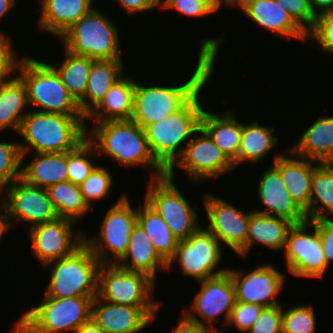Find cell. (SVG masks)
Returning a JSON list of instances; mask_svg holds the SVG:
<instances>
[{"label":"cell","mask_w":333,"mask_h":333,"mask_svg":"<svg viewBox=\"0 0 333 333\" xmlns=\"http://www.w3.org/2000/svg\"><path fill=\"white\" fill-rule=\"evenodd\" d=\"M201 41L198 61L191 76L181 84L143 86L135 82L131 120L144 128L178 111L212 77L218 50L223 40Z\"/></svg>","instance_id":"6da1fadb"},{"label":"cell","mask_w":333,"mask_h":333,"mask_svg":"<svg viewBox=\"0 0 333 333\" xmlns=\"http://www.w3.org/2000/svg\"><path fill=\"white\" fill-rule=\"evenodd\" d=\"M94 126L92 131H86V139L98 157L106 155L125 167L146 165L148 171L152 170L150 179L166 175V169L150 151L144 129L133 120L104 121Z\"/></svg>","instance_id":"7a4b0ae2"},{"label":"cell","mask_w":333,"mask_h":333,"mask_svg":"<svg viewBox=\"0 0 333 333\" xmlns=\"http://www.w3.org/2000/svg\"><path fill=\"white\" fill-rule=\"evenodd\" d=\"M86 122L83 115L28 111L19 131L25 141L19 143L22 164L33 149L35 153H59L75 149L86 139Z\"/></svg>","instance_id":"3957f363"},{"label":"cell","mask_w":333,"mask_h":333,"mask_svg":"<svg viewBox=\"0 0 333 333\" xmlns=\"http://www.w3.org/2000/svg\"><path fill=\"white\" fill-rule=\"evenodd\" d=\"M207 83L178 111L143 128L152 155L166 170L183 153L185 146L182 144L188 143L200 128L204 108L199 97Z\"/></svg>","instance_id":"277c9868"},{"label":"cell","mask_w":333,"mask_h":333,"mask_svg":"<svg viewBox=\"0 0 333 333\" xmlns=\"http://www.w3.org/2000/svg\"><path fill=\"white\" fill-rule=\"evenodd\" d=\"M96 296L53 298L44 296L41 304L27 310L13 333L74 332L91 319L92 302Z\"/></svg>","instance_id":"5b68a950"},{"label":"cell","mask_w":333,"mask_h":333,"mask_svg":"<svg viewBox=\"0 0 333 333\" xmlns=\"http://www.w3.org/2000/svg\"><path fill=\"white\" fill-rule=\"evenodd\" d=\"M18 76L25 83L28 105L40 112L62 115H83L78 102L63 85L56 70L48 63L24 56Z\"/></svg>","instance_id":"8992f818"},{"label":"cell","mask_w":333,"mask_h":333,"mask_svg":"<svg viewBox=\"0 0 333 333\" xmlns=\"http://www.w3.org/2000/svg\"><path fill=\"white\" fill-rule=\"evenodd\" d=\"M64 49L71 54L93 60L123 59L118 48V27L100 10L92 8L60 37Z\"/></svg>","instance_id":"52a82bcc"},{"label":"cell","mask_w":333,"mask_h":333,"mask_svg":"<svg viewBox=\"0 0 333 333\" xmlns=\"http://www.w3.org/2000/svg\"><path fill=\"white\" fill-rule=\"evenodd\" d=\"M51 265L45 296L53 298L97 296L99 259L83 243L71 255L44 265Z\"/></svg>","instance_id":"ba28073f"},{"label":"cell","mask_w":333,"mask_h":333,"mask_svg":"<svg viewBox=\"0 0 333 333\" xmlns=\"http://www.w3.org/2000/svg\"><path fill=\"white\" fill-rule=\"evenodd\" d=\"M128 199L127 194H124L109 208L101 224L99 236L88 238L84 234V244L101 264H116L127 251L138 213V207L132 208ZM110 252L112 259L109 257Z\"/></svg>","instance_id":"9c48e42d"},{"label":"cell","mask_w":333,"mask_h":333,"mask_svg":"<svg viewBox=\"0 0 333 333\" xmlns=\"http://www.w3.org/2000/svg\"><path fill=\"white\" fill-rule=\"evenodd\" d=\"M144 201L166 222L178 240H185L201 226L198 214L167 175L150 179Z\"/></svg>","instance_id":"30bf717a"},{"label":"cell","mask_w":333,"mask_h":333,"mask_svg":"<svg viewBox=\"0 0 333 333\" xmlns=\"http://www.w3.org/2000/svg\"><path fill=\"white\" fill-rule=\"evenodd\" d=\"M156 281L142 272L128 271L116 264H102L98 272L97 297L128 306H159L151 296Z\"/></svg>","instance_id":"8fae6325"},{"label":"cell","mask_w":333,"mask_h":333,"mask_svg":"<svg viewBox=\"0 0 333 333\" xmlns=\"http://www.w3.org/2000/svg\"><path fill=\"white\" fill-rule=\"evenodd\" d=\"M222 245L204 226L185 240H179L173 257L167 263L179 262L183 276L194 277L196 282L224 274L228 269H217L222 257Z\"/></svg>","instance_id":"7c38bea8"},{"label":"cell","mask_w":333,"mask_h":333,"mask_svg":"<svg viewBox=\"0 0 333 333\" xmlns=\"http://www.w3.org/2000/svg\"><path fill=\"white\" fill-rule=\"evenodd\" d=\"M197 133L200 135L197 136ZM176 166L185 170L190 180L197 181L208 178L217 179L235 168L233 162L201 127L186 143L183 153L166 170V175L171 179L175 177L174 167Z\"/></svg>","instance_id":"4fadbf2b"},{"label":"cell","mask_w":333,"mask_h":333,"mask_svg":"<svg viewBox=\"0 0 333 333\" xmlns=\"http://www.w3.org/2000/svg\"><path fill=\"white\" fill-rule=\"evenodd\" d=\"M313 233H307V230ZM287 270L295 277L323 278L328 269L317 227L311 221L293 225L284 247Z\"/></svg>","instance_id":"5bb4252c"},{"label":"cell","mask_w":333,"mask_h":333,"mask_svg":"<svg viewBox=\"0 0 333 333\" xmlns=\"http://www.w3.org/2000/svg\"><path fill=\"white\" fill-rule=\"evenodd\" d=\"M2 192V195L5 193L1 202L4 205L8 229L13 222L20 220L30 223L31 228L58 218L46 188L30 185L19 178L0 193Z\"/></svg>","instance_id":"9a60e30c"},{"label":"cell","mask_w":333,"mask_h":333,"mask_svg":"<svg viewBox=\"0 0 333 333\" xmlns=\"http://www.w3.org/2000/svg\"><path fill=\"white\" fill-rule=\"evenodd\" d=\"M207 225L204 227L224 246L242 257L247 256L248 223L251 211L242 212L224 199L208 193L204 196Z\"/></svg>","instance_id":"2e32d148"},{"label":"cell","mask_w":333,"mask_h":333,"mask_svg":"<svg viewBox=\"0 0 333 333\" xmlns=\"http://www.w3.org/2000/svg\"><path fill=\"white\" fill-rule=\"evenodd\" d=\"M198 283L200 285V290L194 297L191 308L192 311L186 310L182 315L191 321L197 322L201 326L207 327L212 332H215L217 331V328H214V321L215 323H218L219 320L216 321V319L222 315V313H225V321H223V329H225L231 310L236 303L235 286L230 274L226 272L218 276L198 281ZM193 311L195 313H193ZM196 313L205 322L196 318V315H194Z\"/></svg>","instance_id":"e0dca14e"},{"label":"cell","mask_w":333,"mask_h":333,"mask_svg":"<svg viewBox=\"0 0 333 333\" xmlns=\"http://www.w3.org/2000/svg\"><path fill=\"white\" fill-rule=\"evenodd\" d=\"M77 222L68 218L57 219L29 228L32 254L41 266L71 255L84 243V234L75 232Z\"/></svg>","instance_id":"ac0fdd59"},{"label":"cell","mask_w":333,"mask_h":333,"mask_svg":"<svg viewBox=\"0 0 333 333\" xmlns=\"http://www.w3.org/2000/svg\"><path fill=\"white\" fill-rule=\"evenodd\" d=\"M227 272L235 286L236 301L253 303L264 308L281 305L277 298L283 290L285 276L271 264L258 265L246 275H243L244 271L234 269H228Z\"/></svg>","instance_id":"d6986e66"},{"label":"cell","mask_w":333,"mask_h":333,"mask_svg":"<svg viewBox=\"0 0 333 333\" xmlns=\"http://www.w3.org/2000/svg\"><path fill=\"white\" fill-rule=\"evenodd\" d=\"M158 307L120 305L96 296L92 302L91 318L105 333H140L157 317Z\"/></svg>","instance_id":"ffe728a7"},{"label":"cell","mask_w":333,"mask_h":333,"mask_svg":"<svg viewBox=\"0 0 333 333\" xmlns=\"http://www.w3.org/2000/svg\"><path fill=\"white\" fill-rule=\"evenodd\" d=\"M257 189L260 202L266 208L255 210L256 213L282 218L294 225L307 221L305 212L293 200L280 172L274 166L262 173Z\"/></svg>","instance_id":"44dd1931"},{"label":"cell","mask_w":333,"mask_h":333,"mask_svg":"<svg viewBox=\"0 0 333 333\" xmlns=\"http://www.w3.org/2000/svg\"><path fill=\"white\" fill-rule=\"evenodd\" d=\"M240 9L254 23L279 37L307 40V32L275 0H243Z\"/></svg>","instance_id":"7402d4cb"},{"label":"cell","mask_w":333,"mask_h":333,"mask_svg":"<svg viewBox=\"0 0 333 333\" xmlns=\"http://www.w3.org/2000/svg\"><path fill=\"white\" fill-rule=\"evenodd\" d=\"M289 151V156L275 155L273 166L280 172L293 200L305 212L310 207L312 176L318 162Z\"/></svg>","instance_id":"603a6c76"},{"label":"cell","mask_w":333,"mask_h":333,"mask_svg":"<svg viewBox=\"0 0 333 333\" xmlns=\"http://www.w3.org/2000/svg\"><path fill=\"white\" fill-rule=\"evenodd\" d=\"M122 59L94 60L84 97L78 102L86 118L104 99L109 89L124 75Z\"/></svg>","instance_id":"cb8c5ba5"},{"label":"cell","mask_w":333,"mask_h":333,"mask_svg":"<svg viewBox=\"0 0 333 333\" xmlns=\"http://www.w3.org/2000/svg\"><path fill=\"white\" fill-rule=\"evenodd\" d=\"M116 265L128 271L145 273L155 281L158 268L167 270V263L155 251L146 231L138 223L132 230L127 251Z\"/></svg>","instance_id":"d4e9b609"},{"label":"cell","mask_w":333,"mask_h":333,"mask_svg":"<svg viewBox=\"0 0 333 333\" xmlns=\"http://www.w3.org/2000/svg\"><path fill=\"white\" fill-rule=\"evenodd\" d=\"M38 27L42 31L61 36L68 28L85 16L93 0H41Z\"/></svg>","instance_id":"484cf974"},{"label":"cell","mask_w":333,"mask_h":333,"mask_svg":"<svg viewBox=\"0 0 333 333\" xmlns=\"http://www.w3.org/2000/svg\"><path fill=\"white\" fill-rule=\"evenodd\" d=\"M200 127L232 162L238 157L242 123L236 120L234 112L226 110L219 115L204 109Z\"/></svg>","instance_id":"4316f807"},{"label":"cell","mask_w":333,"mask_h":333,"mask_svg":"<svg viewBox=\"0 0 333 333\" xmlns=\"http://www.w3.org/2000/svg\"><path fill=\"white\" fill-rule=\"evenodd\" d=\"M290 150L319 163L333 162V116L319 117Z\"/></svg>","instance_id":"83f0119b"},{"label":"cell","mask_w":333,"mask_h":333,"mask_svg":"<svg viewBox=\"0 0 333 333\" xmlns=\"http://www.w3.org/2000/svg\"><path fill=\"white\" fill-rule=\"evenodd\" d=\"M125 74L105 94L100 104L85 118L92 123L112 120H130L133 112L135 80Z\"/></svg>","instance_id":"f1b7e54d"},{"label":"cell","mask_w":333,"mask_h":333,"mask_svg":"<svg viewBox=\"0 0 333 333\" xmlns=\"http://www.w3.org/2000/svg\"><path fill=\"white\" fill-rule=\"evenodd\" d=\"M21 178L30 185L46 189L67 181V152L36 153L31 163L21 166Z\"/></svg>","instance_id":"f546056e"},{"label":"cell","mask_w":333,"mask_h":333,"mask_svg":"<svg viewBox=\"0 0 333 333\" xmlns=\"http://www.w3.org/2000/svg\"><path fill=\"white\" fill-rule=\"evenodd\" d=\"M293 225L288 220L251 211L248 223L247 255L256 243H261L271 250H284L288 232Z\"/></svg>","instance_id":"4dcf8cb0"},{"label":"cell","mask_w":333,"mask_h":333,"mask_svg":"<svg viewBox=\"0 0 333 333\" xmlns=\"http://www.w3.org/2000/svg\"><path fill=\"white\" fill-rule=\"evenodd\" d=\"M25 83L16 75L0 82V132L14 129L19 133L22 120L28 114ZM24 108V110H23Z\"/></svg>","instance_id":"1f68e13d"},{"label":"cell","mask_w":333,"mask_h":333,"mask_svg":"<svg viewBox=\"0 0 333 333\" xmlns=\"http://www.w3.org/2000/svg\"><path fill=\"white\" fill-rule=\"evenodd\" d=\"M273 132L275 129L272 126L259 125L257 121L242 123L240 148L238 157L233 161L234 167L245 161L253 164L262 161L278 144V138Z\"/></svg>","instance_id":"d6a6232c"},{"label":"cell","mask_w":333,"mask_h":333,"mask_svg":"<svg viewBox=\"0 0 333 333\" xmlns=\"http://www.w3.org/2000/svg\"><path fill=\"white\" fill-rule=\"evenodd\" d=\"M333 216V162L317 163L312 176L310 207L305 211L307 221Z\"/></svg>","instance_id":"836d02e7"},{"label":"cell","mask_w":333,"mask_h":333,"mask_svg":"<svg viewBox=\"0 0 333 333\" xmlns=\"http://www.w3.org/2000/svg\"><path fill=\"white\" fill-rule=\"evenodd\" d=\"M142 205L138 207L137 223L146 231L158 255L168 263L175 253L179 240L155 210L145 201Z\"/></svg>","instance_id":"e575fe53"},{"label":"cell","mask_w":333,"mask_h":333,"mask_svg":"<svg viewBox=\"0 0 333 333\" xmlns=\"http://www.w3.org/2000/svg\"><path fill=\"white\" fill-rule=\"evenodd\" d=\"M64 59L61 64L52 65L58 73L63 85L73 98L79 102L85 94L92 58L74 55L64 49Z\"/></svg>","instance_id":"d590c367"},{"label":"cell","mask_w":333,"mask_h":333,"mask_svg":"<svg viewBox=\"0 0 333 333\" xmlns=\"http://www.w3.org/2000/svg\"><path fill=\"white\" fill-rule=\"evenodd\" d=\"M47 191L58 217L78 223L92 209L85 202L80 186L69 180L49 186Z\"/></svg>","instance_id":"8d00e7d4"},{"label":"cell","mask_w":333,"mask_h":333,"mask_svg":"<svg viewBox=\"0 0 333 333\" xmlns=\"http://www.w3.org/2000/svg\"><path fill=\"white\" fill-rule=\"evenodd\" d=\"M94 156V157H93ZM98 156L93 145L85 139L75 149L67 152L68 180L75 185H80L98 166L90 158Z\"/></svg>","instance_id":"74e56055"},{"label":"cell","mask_w":333,"mask_h":333,"mask_svg":"<svg viewBox=\"0 0 333 333\" xmlns=\"http://www.w3.org/2000/svg\"><path fill=\"white\" fill-rule=\"evenodd\" d=\"M22 155L17 142H0V192L21 178ZM1 194V193H0Z\"/></svg>","instance_id":"f35d334b"},{"label":"cell","mask_w":333,"mask_h":333,"mask_svg":"<svg viewBox=\"0 0 333 333\" xmlns=\"http://www.w3.org/2000/svg\"><path fill=\"white\" fill-rule=\"evenodd\" d=\"M311 305H294L283 309L282 333H315L316 318Z\"/></svg>","instance_id":"ab89813d"},{"label":"cell","mask_w":333,"mask_h":333,"mask_svg":"<svg viewBox=\"0 0 333 333\" xmlns=\"http://www.w3.org/2000/svg\"><path fill=\"white\" fill-rule=\"evenodd\" d=\"M113 179L105 167L97 166L79 185L87 205L91 208L92 201L105 198L111 191Z\"/></svg>","instance_id":"60d3db41"},{"label":"cell","mask_w":333,"mask_h":333,"mask_svg":"<svg viewBox=\"0 0 333 333\" xmlns=\"http://www.w3.org/2000/svg\"><path fill=\"white\" fill-rule=\"evenodd\" d=\"M308 39L316 41L318 49L333 55V8L316 17L314 26L307 32Z\"/></svg>","instance_id":"b9f144b4"},{"label":"cell","mask_w":333,"mask_h":333,"mask_svg":"<svg viewBox=\"0 0 333 333\" xmlns=\"http://www.w3.org/2000/svg\"><path fill=\"white\" fill-rule=\"evenodd\" d=\"M263 309V306L257 304L236 301L226 327L235 325L240 332L247 333Z\"/></svg>","instance_id":"7bdbcfd3"},{"label":"cell","mask_w":333,"mask_h":333,"mask_svg":"<svg viewBox=\"0 0 333 333\" xmlns=\"http://www.w3.org/2000/svg\"><path fill=\"white\" fill-rule=\"evenodd\" d=\"M283 307L264 308L247 333H282Z\"/></svg>","instance_id":"ee69618b"},{"label":"cell","mask_w":333,"mask_h":333,"mask_svg":"<svg viewBox=\"0 0 333 333\" xmlns=\"http://www.w3.org/2000/svg\"><path fill=\"white\" fill-rule=\"evenodd\" d=\"M284 7L290 16L308 32L315 24L316 16L313 13L309 0H275Z\"/></svg>","instance_id":"f6af8a7d"},{"label":"cell","mask_w":333,"mask_h":333,"mask_svg":"<svg viewBox=\"0 0 333 333\" xmlns=\"http://www.w3.org/2000/svg\"><path fill=\"white\" fill-rule=\"evenodd\" d=\"M9 38L5 33L0 32V82L15 77L14 72H18L22 61V58L19 60L16 58L17 54H15Z\"/></svg>","instance_id":"bcb514c9"},{"label":"cell","mask_w":333,"mask_h":333,"mask_svg":"<svg viewBox=\"0 0 333 333\" xmlns=\"http://www.w3.org/2000/svg\"><path fill=\"white\" fill-rule=\"evenodd\" d=\"M161 9H175L187 17H202L212 14L203 4L196 0H160Z\"/></svg>","instance_id":"7dc6e473"},{"label":"cell","mask_w":333,"mask_h":333,"mask_svg":"<svg viewBox=\"0 0 333 333\" xmlns=\"http://www.w3.org/2000/svg\"><path fill=\"white\" fill-rule=\"evenodd\" d=\"M318 229L327 266L333 261V220L319 219L311 221Z\"/></svg>","instance_id":"c3c4849f"},{"label":"cell","mask_w":333,"mask_h":333,"mask_svg":"<svg viewBox=\"0 0 333 333\" xmlns=\"http://www.w3.org/2000/svg\"><path fill=\"white\" fill-rule=\"evenodd\" d=\"M116 2L131 15L160 8V0H117Z\"/></svg>","instance_id":"681fc988"},{"label":"cell","mask_w":333,"mask_h":333,"mask_svg":"<svg viewBox=\"0 0 333 333\" xmlns=\"http://www.w3.org/2000/svg\"><path fill=\"white\" fill-rule=\"evenodd\" d=\"M171 333H213L207 327L187 319L184 315Z\"/></svg>","instance_id":"f907efd6"},{"label":"cell","mask_w":333,"mask_h":333,"mask_svg":"<svg viewBox=\"0 0 333 333\" xmlns=\"http://www.w3.org/2000/svg\"><path fill=\"white\" fill-rule=\"evenodd\" d=\"M309 4L316 17L333 8V0H309Z\"/></svg>","instance_id":"816d5d0a"},{"label":"cell","mask_w":333,"mask_h":333,"mask_svg":"<svg viewBox=\"0 0 333 333\" xmlns=\"http://www.w3.org/2000/svg\"><path fill=\"white\" fill-rule=\"evenodd\" d=\"M73 333H105L98 324L91 318L88 322L81 325Z\"/></svg>","instance_id":"f5cc1de1"},{"label":"cell","mask_w":333,"mask_h":333,"mask_svg":"<svg viewBox=\"0 0 333 333\" xmlns=\"http://www.w3.org/2000/svg\"><path fill=\"white\" fill-rule=\"evenodd\" d=\"M17 0H0V21L9 11L16 7Z\"/></svg>","instance_id":"db71d44e"},{"label":"cell","mask_w":333,"mask_h":333,"mask_svg":"<svg viewBox=\"0 0 333 333\" xmlns=\"http://www.w3.org/2000/svg\"><path fill=\"white\" fill-rule=\"evenodd\" d=\"M197 2L203 4L211 13L218 12L220 7L215 3L214 0H196Z\"/></svg>","instance_id":"11a10c76"},{"label":"cell","mask_w":333,"mask_h":333,"mask_svg":"<svg viewBox=\"0 0 333 333\" xmlns=\"http://www.w3.org/2000/svg\"><path fill=\"white\" fill-rule=\"evenodd\" d=\"M2 211V214H0V239L2 238V236L4 235V233L8 230L7 224H6V220H5V210H4V205L3 203H0Z\"/></svg>","instance_id":"9f6ffc18"},{"label":"cell","mask_w":333,"mask_h":333,"mask_svg":"<svg viewBox=\"0 0 333 333\" xmlns=\"http://www.w3.org/2000/svg\"><path fill=\"white\" fill-rule=\"evenodd\" d=\"M215 3L221 7V5H227V6H237L238 8H241L243 0H214Z\"/></svg>","instance_id":"6f0895ef"}]
</instances>
